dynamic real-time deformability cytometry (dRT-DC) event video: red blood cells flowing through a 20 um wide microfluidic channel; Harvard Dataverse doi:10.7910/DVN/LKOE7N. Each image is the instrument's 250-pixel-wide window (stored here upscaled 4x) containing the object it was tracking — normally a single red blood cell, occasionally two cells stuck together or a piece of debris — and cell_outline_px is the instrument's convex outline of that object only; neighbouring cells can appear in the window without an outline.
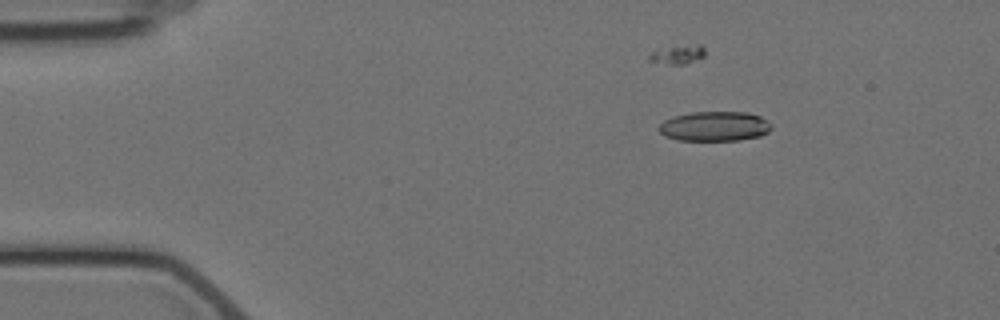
{"species": "Egyptian fruit bat (a non-hibernating species)", "species_latin": "Rousettus aegyptiacus", "temperature_condition": "cold", "stored_images_in_passage": 5, "camera_frame_rate_fps": 3000, "um_per_image_px": 0.085, "animal": {"sex": "female"}, "frame": {"image": 1, "passage_image": 2, "time_ms": 2.0, "image_size_px": [1000, 320], "cell_outline_px": [[772, 128], [768, 132], [760, 136], [740, 140], [680, 140], [664, 136], [656, 128], [664, 120], [672, 116], [692, 112], [748, 112], [760, 116], [768, 120], [772, 124]], "centroid_in_image_um": [60.75, 10.73], "position_along_channel_um": 24.3, "area_um2": 19.71}}